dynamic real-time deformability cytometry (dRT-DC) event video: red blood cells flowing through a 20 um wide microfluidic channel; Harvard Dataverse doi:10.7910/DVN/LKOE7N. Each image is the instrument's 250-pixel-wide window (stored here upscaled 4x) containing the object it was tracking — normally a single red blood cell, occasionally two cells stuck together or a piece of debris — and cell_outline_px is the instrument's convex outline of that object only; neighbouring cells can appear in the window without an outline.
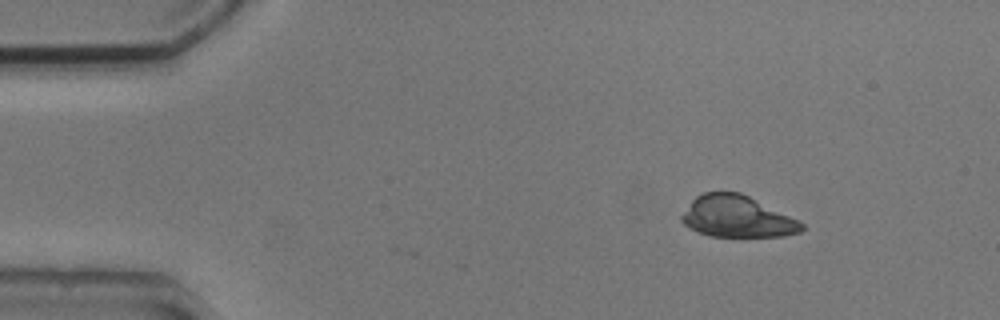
{"species": "common noctule bat (a hibernating species)", "species_latin": "Nyctalus noctula", "temperature_condition": "cold", "stored_images_in_passage": 42, "camera_frame_rate_fps": 3000, "um_per_image_px": 0.085, "animal": {"sex": "male", "body_mass_g": 20.5, "forearm_length_mm": 52.5}, "frame": {"image": 1, "passage_image": 1, "time_ms": 0.0, "image_size_px": [1000, 320], "cell_outline_px": [[804, 228], [800, 232], [784, 236], [708, 236], [696, 232], [684, 224], [680, 220], [680, 216], [692, 200], [696, 196], [704, 192], [740, 192], [800, 220], [804, 224]], "centroid_in_image_um": [62.65, 18.42], "position_along_channel_um": 22.4, "area_um2": 29.13}}
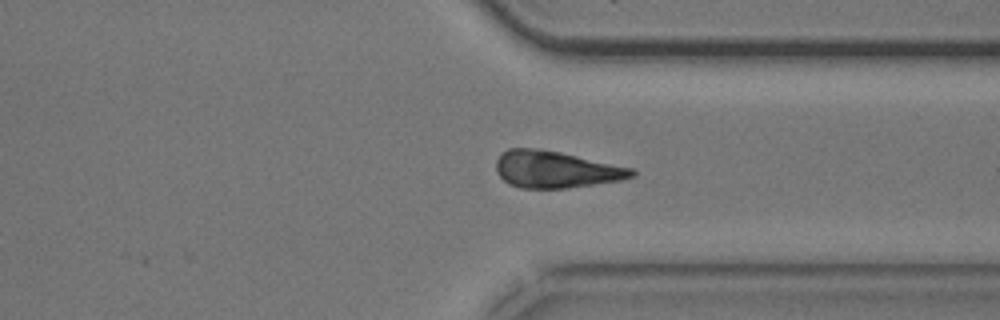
{"frame": {"image": 2, "passage_image": 34, "time_ms": 11.0, "image_size_px": [1000, 320], "cell_outline_px": [[636, 176], [620, 180], [564, 188], [520, 188], [508, 184], [496, 172], [496, 160], [508, 148], [540, 148], [560, 152], [636, 168]], "centroid_in_image_um": [47.26, 14.39], "position_along_channel_um": 364.1, "area_um2": 29.25}}
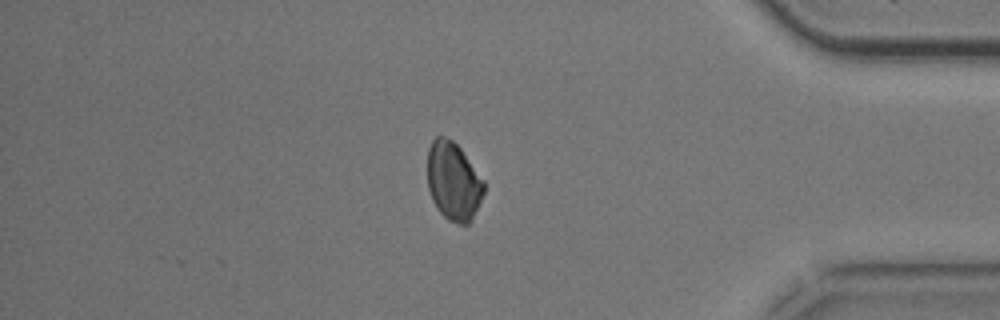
{"frame": {"image": 3, "passage_image": 39, "time_ms": 12.667, "image_size_px": [1000, 320], "cell_outline_px": [[484, 192], [472, 220], [468, 224], [460, 224], [448, 220], [436, 208], [432, 200], [428, 188], [428, 148], [432, 140], [436, 136], [444, 136], [452, 140], [460, 148], [484, 180]], "centroid_in_image_um": [38.53, 15.41], "position_along_channel_um": 396.7, "area_um2": 25.78}, "authors_computed_cell_mechanics": {"area_um2": 29.6803, "velocity_mm_per_s": 3.7808, "shape_relaxation_time_tau1_ms": 3.7531, "shape_relaxation_time_tau2_ms": 5.2303, "deformation_change_tau1": 0.1013, "deformation_change_tau2": 0.0751}}